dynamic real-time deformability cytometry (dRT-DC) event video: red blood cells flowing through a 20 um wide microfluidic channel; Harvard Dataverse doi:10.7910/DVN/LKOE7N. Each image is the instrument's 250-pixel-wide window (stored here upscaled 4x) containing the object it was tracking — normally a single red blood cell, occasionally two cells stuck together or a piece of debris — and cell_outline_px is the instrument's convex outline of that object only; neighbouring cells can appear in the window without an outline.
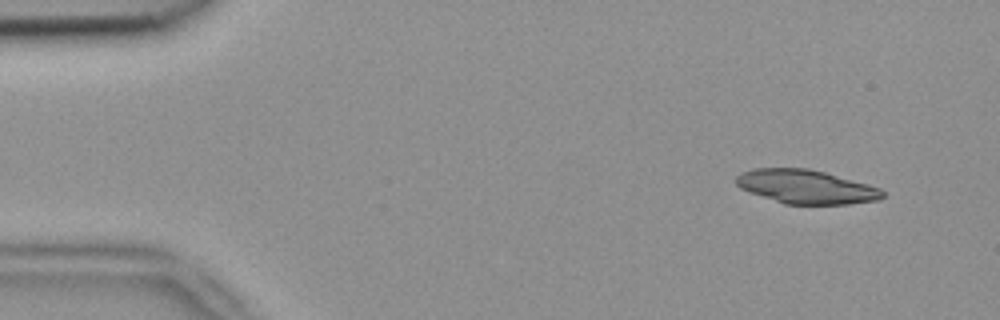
{"species": "common noctule bat (a hibernating species)", "species_latin": "Nyctalus noctula", "temperature_condition": "room temperature", "stored_images_in_passage": 4, "camera_frame_rate_fps": 3000, "um_per_image_px": 0.085, "animal": {"sex": "female", "body_mass_g": 18.4}, "frame": {"image": 1, "passage_image": 1, "time_ms": 0.0, "image_size_px": [1000, 320], "cell_outline_px": [[884, 196], [880, 200], [848, 204], [784, 204], [748, 192], [740, 188], [736, 184], [736, 176], [740, 172], [756, 168], [808, 168], [824, 172], [868, 184], [880, 188], [884, 192]], "centroid_in_image_um": [68.5, 15.88], "position_along_channel_um": 16.5, "area_um2": 28.96}}